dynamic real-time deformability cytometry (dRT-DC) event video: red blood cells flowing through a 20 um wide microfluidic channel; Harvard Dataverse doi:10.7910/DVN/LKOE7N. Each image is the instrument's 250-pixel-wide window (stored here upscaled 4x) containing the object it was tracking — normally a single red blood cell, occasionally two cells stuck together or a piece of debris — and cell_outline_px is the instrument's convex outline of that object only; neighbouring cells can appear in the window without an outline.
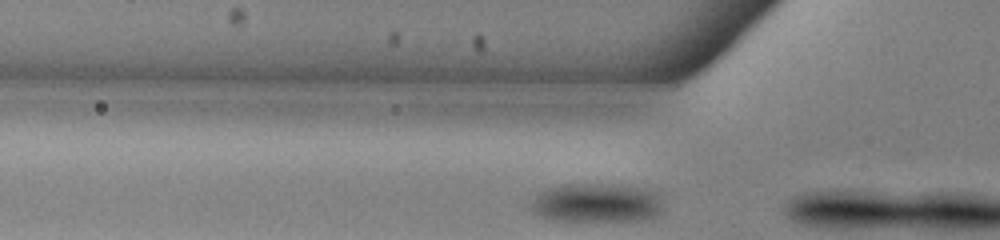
{"species": "common noctule bat (a hibernating species)", "species_latin": "Nyctalus noctula", "temperature_condition": "warm", "stored_images_in_passage": 4, "camera_frame_rate_fps": 3000, "um_per_image_px": 0.085, "animal": {"sex": "male", "body_mass_g": 13.0, "forearm_length_mm": 53.1}, "frame": {"image": 1, "passage_image": 2, "time_ms": 0.333, "image_size_px": [1000, 240], "cell_outline_px": [[664, 200], [660, 212], [644, 220], [576, 224], [552, 220], [540, 216], [532, 212], [528, 208], [536, 192], [544, 188], [560, 184], [612, 184], [644, 188], [660, 192]], "centroid_in_image_um": [50.66, 17.28], "position_along_channel_um": 75.1, "area_um2": 32.02}}